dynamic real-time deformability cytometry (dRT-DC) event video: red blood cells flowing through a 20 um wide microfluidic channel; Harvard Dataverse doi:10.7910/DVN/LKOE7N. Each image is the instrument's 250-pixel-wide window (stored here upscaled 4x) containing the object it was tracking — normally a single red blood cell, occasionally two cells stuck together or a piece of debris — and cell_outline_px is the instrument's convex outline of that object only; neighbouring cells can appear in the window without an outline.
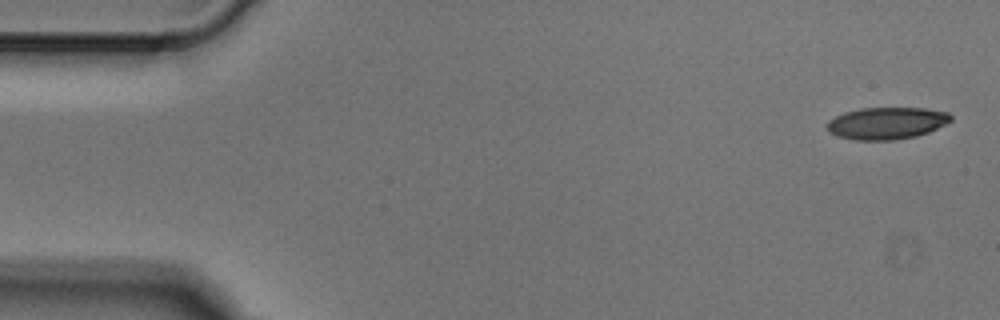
{"species": "Egyptian fruit bat (a non-hibernating species)", "species_latin": "Rousettus aegyptiacus", "temperature_condition": "cold", "stored_images_in_passage": 3, "camera_frame_rate_fps": 3000, "um_per_image_px": 0.085, "animal": {"sex": "male"}, "frame": {"image": 1, "passage_image": 1, "time_ms": 0.0, "image_size_px": [1000, 320], "cell_outline_px": [[952, 120], [928, 132], [916, 136], [892, 140], [856, 140], [836, 136], [828, 132], [824, 124], [828, 120], [844, 112], [860, 108], [924, 108], [948, 112], [952, 116]], "centroid_in_image_um": [75.31, 10.47], "position_along_channel_um": 9.7, "area_um2": 23.24}}
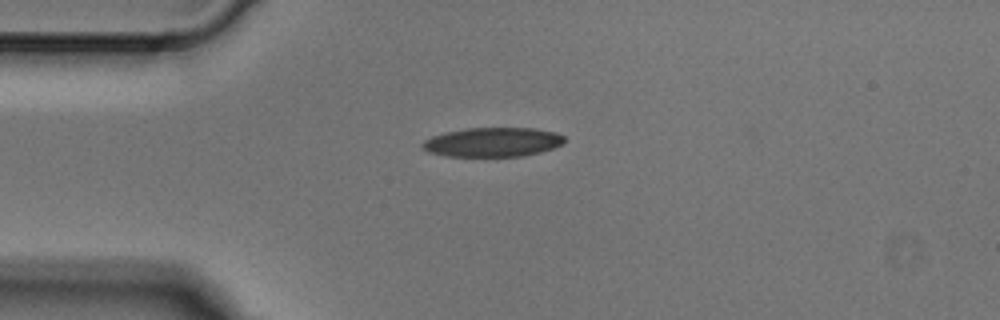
{"frame": {"image": 2, "passage_image": 3, "time_ms": 0.667, "image_size_px": [1000, 320], "cell_outline_px": [[564, 144], [540, 152], [524, 156], [444, 156], [428, 152], [420, 144], [424, 140], [432, 136], [444, 132], [468, 128], [532, 128], [556, 132], [564, 136]], "centroid_in_image_um": [41.87, 12.08], "position_along_channel_um": 43.1, "area_um2": 24.28}}